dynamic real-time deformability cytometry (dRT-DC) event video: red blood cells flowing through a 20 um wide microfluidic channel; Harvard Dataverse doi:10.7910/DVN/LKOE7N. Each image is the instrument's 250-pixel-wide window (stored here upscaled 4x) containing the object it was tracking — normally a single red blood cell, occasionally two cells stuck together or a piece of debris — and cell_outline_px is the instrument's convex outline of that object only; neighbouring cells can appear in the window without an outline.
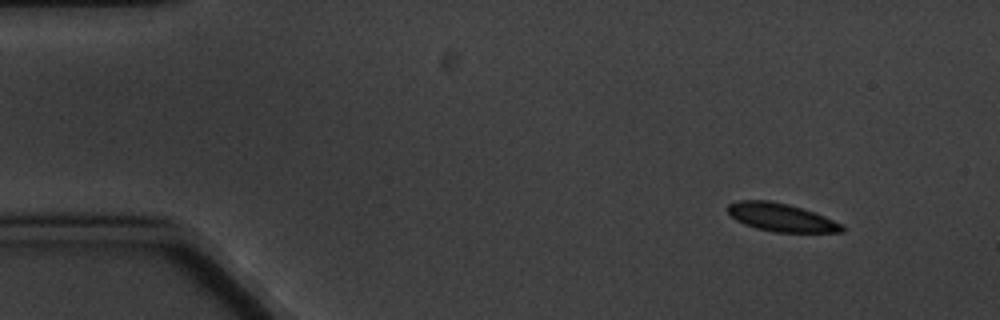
{"species": "common noctule bat (a hibernating species)", "species_latin": "Nyctalus noctula", "temperature_condition": "cold", "stored_images_in_passage": 7, "camera_frame_rate_fps": 3000, "um_per_image_px": 0.085, "animal": {"sex": "male", "body_mass_g": 20.1, "forearm_length_mm": 53.5}, "frame": {"image": 1, "passage_image": 1, "time_ms": 0.0, "image_size_px": [1000, 320], "cell_outline_px": [[844, 232], [776, 232], [756, 228], [744, 224], [736, 220], [724, 208], [728, 204], [740, 200], [768, 200], [788, 204], [824, 216], [840, 224], [844, 228]], "centroid_in_image_um": [66.33, 18.47], "position_along_channel_um": 18.7, "area_um2": 18.5}}
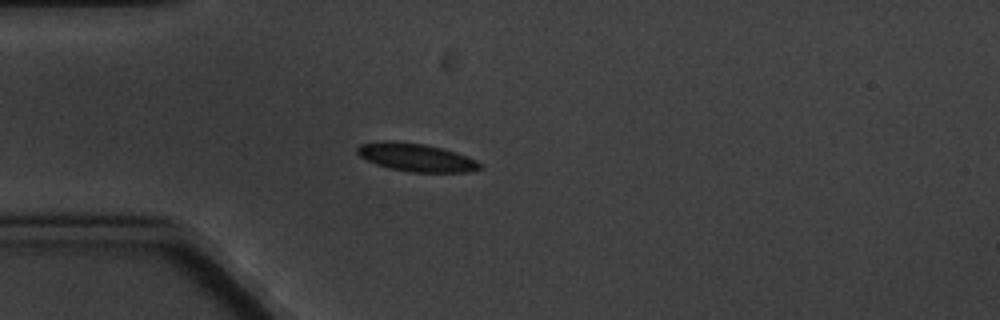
{"frame": {"image": 2, "passage_image": 3, "time_ms": 3.333, "image_size_px": [1000, 320], "cell_outline_px": [[480, 168], [472, 172], [412, 172], [388, 168], [376, 164], [360, 156], [356, 152], [356, 148], [360, 144], [384, 140], [392, 140], [424, 144], [456, 152], [476, 160], [480, 164]], "centroid_in_image_um": [35.34, 13.37], "position_along_channel_um": 49.7, "area_um2": 20.0}}
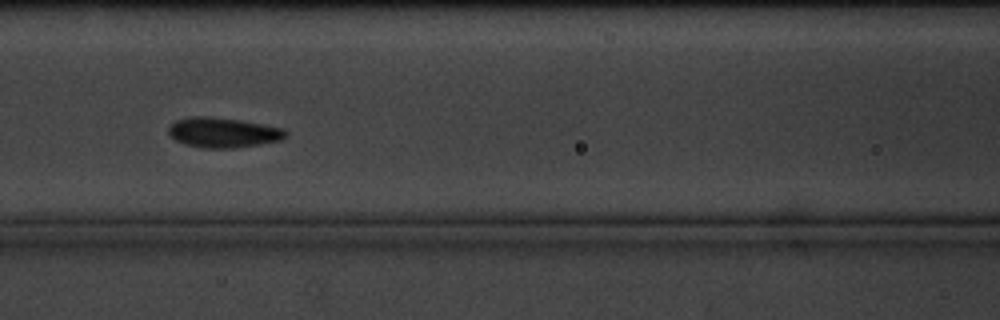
{"frame": {"image": 3, "passage_image": 6, "time_ms": 6.667, "image_size_px": [1000, 320], "cell_outline_px": [[288, 136], [280, 140], [260, 144], [232, 148], [204, 148], [184, 144], [176, 140], [168, 132], [168, 128], [176, 120], [192, 116], [208, 116], [240, 120], [284, 128], [288, 132]], "centroid_in_image_um": [18.98, 11.26], "position_along_channel_um": 147.6, "area_um2": 20.46}}